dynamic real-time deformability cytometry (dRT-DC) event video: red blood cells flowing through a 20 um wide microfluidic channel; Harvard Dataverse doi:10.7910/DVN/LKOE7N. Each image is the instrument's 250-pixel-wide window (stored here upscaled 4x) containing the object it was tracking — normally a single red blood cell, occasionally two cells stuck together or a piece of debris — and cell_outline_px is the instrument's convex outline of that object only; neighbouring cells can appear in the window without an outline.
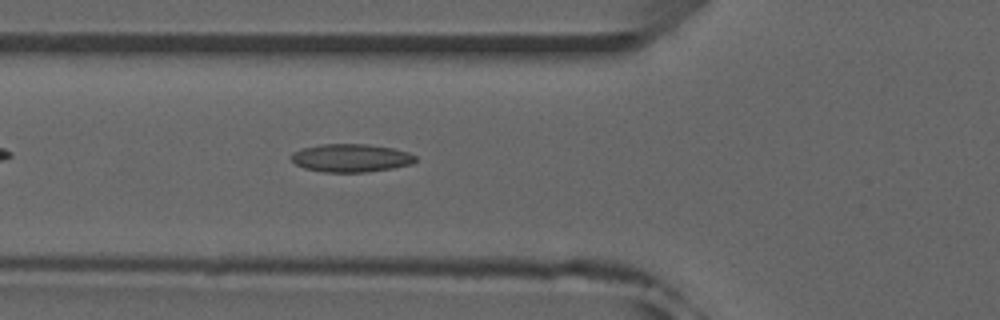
{"species": "common noctule bat (a hibernating species)", "species_latin": "Nyctalus noctula", "temperature_condition": "room temperature", "stored_images_in_passage": 39, "camera_frame_rate_fps": 3000, "um_per_image_px": 0.085, "animal": {"sex": "male", "forearm_length_mm": 52.5}, "frame": {"image": 1, "passage_image": 6, "time_ms": 1.667, "image_size_px": [1000, 320], "cell_outline_px": [[416, 160], [412, 164], [392, 168], [364, 172], [324, 172], [304, 168], [296, 164], [288, 156], [292, 152], [304, 148], [320, 144], [368, 144], [392, 148], [408, 152], [416, 156]], "centroid_in_image_um": [29.81, 13.42], "position_along_channel_um": 96.0, "area_um2": 20.35}, "authors_computed_cell_mechanics": {"area_um2": 18.9006, "velocity_mm_per_s": 3.9929, "shape_relaxation_time_tau1_ms": null, "shape_relaxation_time_tau2_ms": 3.7026, "deformation_change_tau1": null, "deformation_change_tau2": 0.1068}}